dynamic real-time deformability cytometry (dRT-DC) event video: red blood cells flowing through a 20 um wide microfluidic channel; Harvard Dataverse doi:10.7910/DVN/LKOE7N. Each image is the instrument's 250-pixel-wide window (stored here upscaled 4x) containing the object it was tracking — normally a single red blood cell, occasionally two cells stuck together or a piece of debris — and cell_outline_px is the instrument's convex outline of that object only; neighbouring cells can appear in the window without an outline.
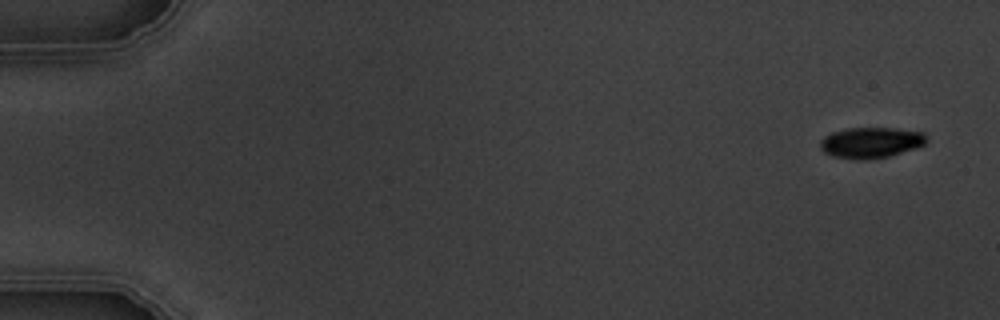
{"species": "common noctule bat (a hibernating species)", "species_latin": "Nyctalus noctula", "temperature_condition": "warm", "stored_images_in_passage": 6, "camera_frame_rate_fps": 3000, "um_per_image_px": 0.085, "animal": {"sex": "male", "body_mass_g": 19.5, "forearm_length_mm": 54.6}, "frame": {"image": 1, "passage_image": 1, "time_ms": 0.0, "image_size_px": [1000, 320], "cell_outline_px": [[928, 140], [924, 144], [916, 148], [888, 156], [868, 160], [856, 160], [832, 156], [824, 152], [820, 148], [820, 140], [824, 136], [832, 132], [848, 128], [896, 128], [924, 132]], "centroid_in_image_um": [74.02, 12.12], "position_along_channel_um": 11.0, "area_um2": 19.25}}
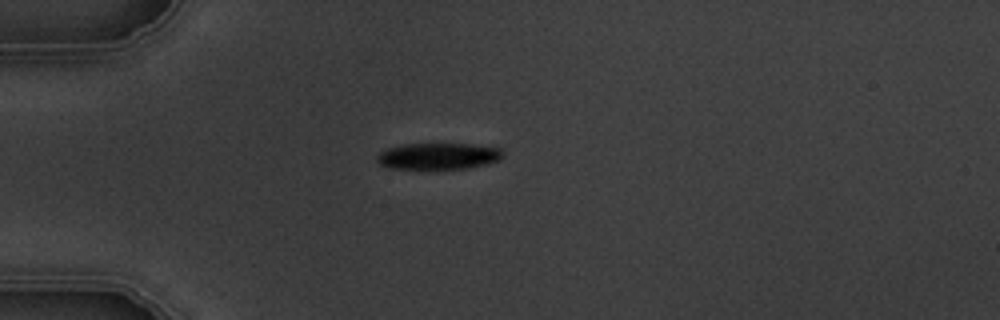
{"frame": {"image": 2, "passage_image": 5, "time_ms": 4.333, "image_size_px": [1000, 320], "cell_outline_px": [[504, 156], [500, 160], [468, 168], [392, 168], [380, 164], [376, 160], [376, 156], [380, 152], [388, 148], [404, 144], [472, 144], [500, 148], [504, 152]], "centroid_in_image_um": [37.28, 13.26], "position_along_channel_um": 47.7, "area_um2": 19.19}}